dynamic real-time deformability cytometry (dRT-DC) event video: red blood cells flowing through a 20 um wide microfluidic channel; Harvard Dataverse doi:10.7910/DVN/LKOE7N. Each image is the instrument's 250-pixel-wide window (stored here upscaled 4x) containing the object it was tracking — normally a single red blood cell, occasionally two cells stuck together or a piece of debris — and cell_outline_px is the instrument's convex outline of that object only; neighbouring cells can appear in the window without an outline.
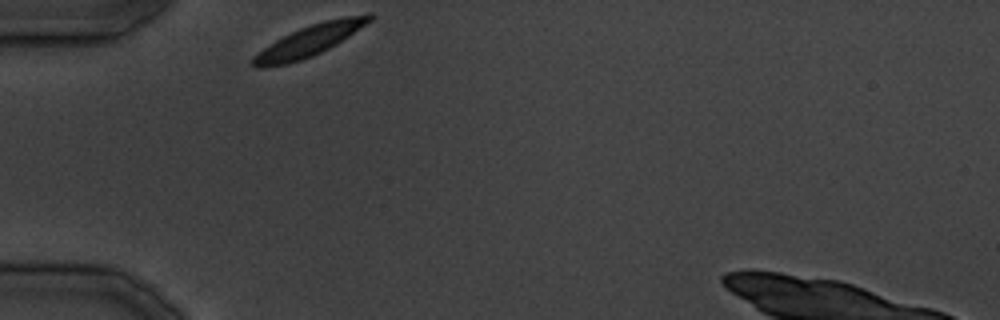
{"species": "common noctule bat (a hibernating species)", "species_latin": "Nyctalus noctula", "temperature_condition": "cold", "stored_images_in_passage": 11, "camera_frame_rate_fps": 3000, "um_per_image_px": 0.085, "animal": {"sex": "male", "body_mass_g": 19.5, "forearm_length_mm": 54.6}, "frame": {"image": 1, "passage_image": 1, "time_ms": 0.0, "image_size_px": [1000, 320], "cell_outline_px": [[376, 16], [372, 20], [336, 44], [312, 56], [288, 64], [264, 68], [256, 68], [252, 64], [252, 56], [276, 40], [300, 28], [324, 20], [340, 16], [368, 12], [372, 12]], "centroid_in_image_um": [26.35, 3.42], "position_along_channel_um": 58.7, "area_um2": 21.15}}
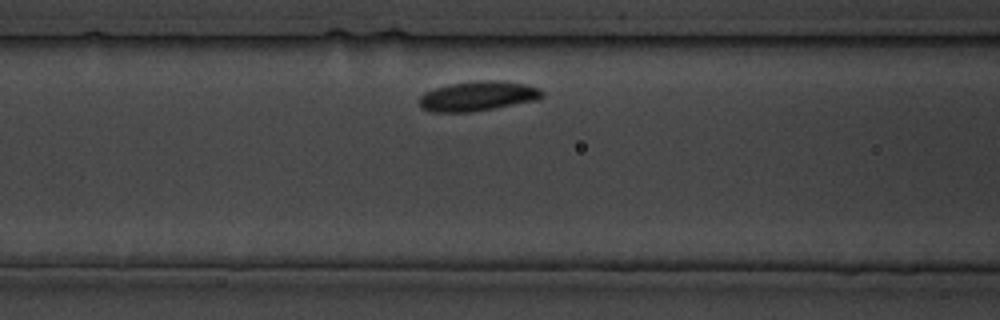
{"frame": {"image": 2, "passage_image": 5, "time_ms": 5.667, "image_size_px": [1000, 320], "cell_outline_px": [[544, 96], [540, 100], [472, 112], [428, 112], [420, 108], [420, 96], [424, 92], [436, 88], [452, 84], [476, 80], [504, 80], [524, 84], [540, 88], [544, 92]], "centroid_in_image_um": [40.65, 8.17], "position_along_channel_um": 125.9, "area_um2": 21.62}}
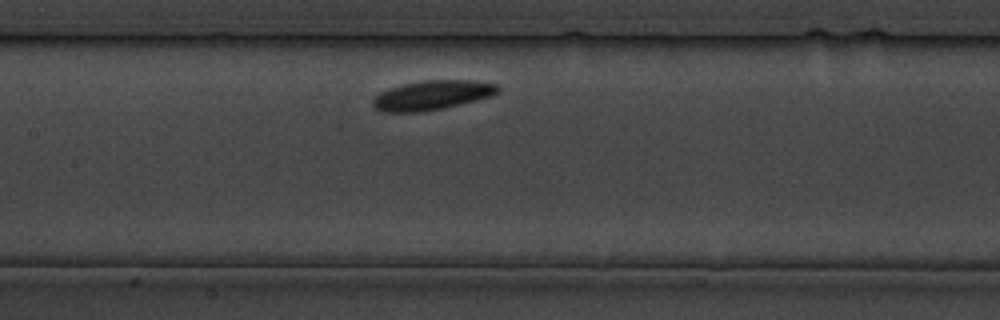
{"frame": {"image": 3, "passage_image": 8, "time_ms": 9.0, "image_size_px": [1000, 320], "cell_outline_px": [[500, 92], [492, 96], [444, 108], [420, 112], [384, 112], [376, 108], [372, 104], [372, 100], [380, 92], [404, 84], [424, 80], [472, 80], [496, 84], [500, 88]], "centroid_in_image_um": [36.76, 8.09], "position_along_channel_um": 170.6, "area_um2": 21.33}}